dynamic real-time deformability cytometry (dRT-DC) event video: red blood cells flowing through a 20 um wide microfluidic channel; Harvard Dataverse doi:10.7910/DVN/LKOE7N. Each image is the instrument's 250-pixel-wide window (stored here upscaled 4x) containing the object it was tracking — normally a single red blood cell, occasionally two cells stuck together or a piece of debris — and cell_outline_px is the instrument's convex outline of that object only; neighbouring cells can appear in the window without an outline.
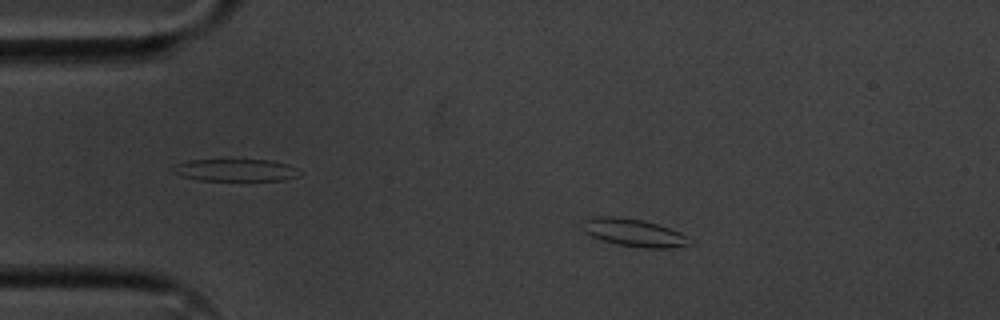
{"species": "common noctule bat (a hibernating species)", "species_latin": "Nyctalus noctula", "temperature_condition": "cold", "stored_images_in_passage": 4, "camera_frame_rate_fps": 3000, "um_per_image_px": 0.085, "animal": {"sex": "male", "body_mass_g": 20.1, "forearm_length_mm": 53.5}, "frame": {"image": 1, "passage_image": 3, "time_ms": 0.667, "image_size_px": [1000, 320], "cell_outline_px": [[692, 244], [672, 248], [644, 248], [616, 244], [592, 236], [584, 232], [584, 220], [592, 216], [620, 216], [644, 220], [680, 232]], "centroid_in_image_um": [53.85, 19.77], "position_along_channel_um": 31.1, "area_um2": 17.11}}